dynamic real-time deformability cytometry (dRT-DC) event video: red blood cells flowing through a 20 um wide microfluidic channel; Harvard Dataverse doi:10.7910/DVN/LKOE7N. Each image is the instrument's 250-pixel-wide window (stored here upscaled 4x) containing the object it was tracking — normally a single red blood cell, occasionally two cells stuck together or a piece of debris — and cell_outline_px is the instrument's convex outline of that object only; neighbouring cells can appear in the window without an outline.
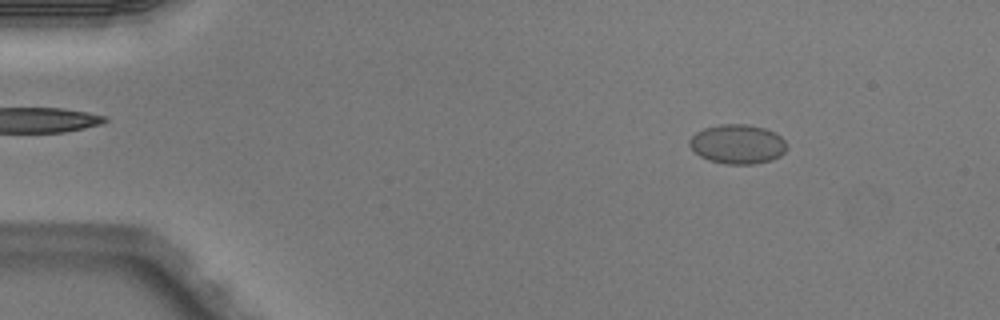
{"species": "Egyptian fruit bat (a non-hibernating species)", "species_latin": "Rousettus aegyptiacus", "temperature_condition": "warm", "stored_images_in_passage": 4, "camera_frame_rate_fps": 3000, "um_per_image_px": 0.085, "animal": {"sex": "male"}, "frame": {"image": 1, "passage_image": 1, "time_ms": 0.0, "image_size_px": [1000, 320], "cell_outline_px": [[788, 148], [780, 156], [772, 160], [752, 164], [724, 164], [708, 160], [700, 156], [688, 144], [688, 140], [696, 132], [704, 128], [720, 124], [748, 124], [764, 128], [776, 132], [788, 144]], "centroid_in_image_um": [62.71, 12.25], "position_along_channel_um": 22.3, "area_um2": 22.54}}
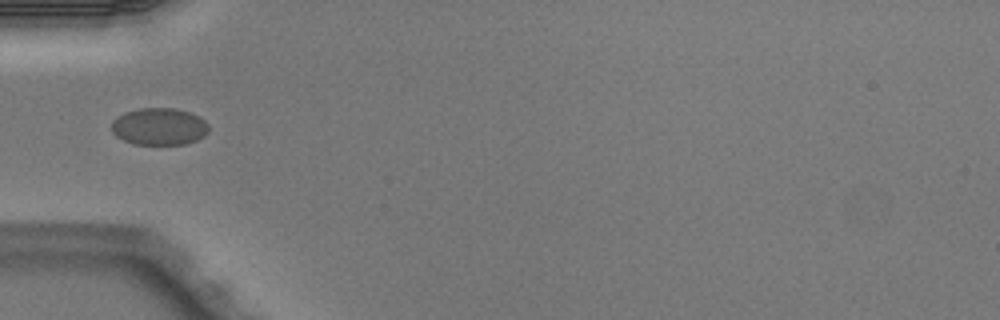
{"frame": {"image": 2, "passage_image": 3, "time_ms": 0.667, "image_size_px": [1000, 320], "cell_outline_px": [[208, 132], [204, 136], [196, 140], [184, 144], [132, 144], [116, 136], [112, 132], [112, 120], [116, 116], [124, 112], [140, 108], [176, 108], [200, 116], [208, 124]], "centroid_in_image_um": [13.52, 10.75], "position_along_channel_um": 71.5, "area_um2": 21.15}}
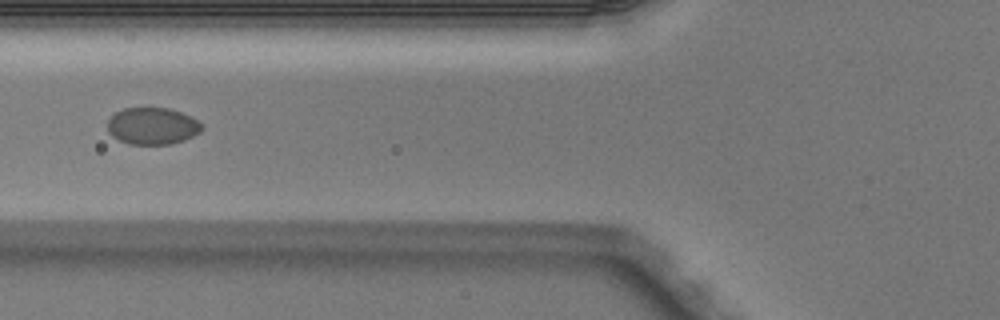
{"frame": {"image": 3, "passage_image": 4, "time_ms": 1.0, "image_size_px": [1000, 320], "cell_outline_px": [[204, 128], [200, 132], [184, 140], [172, 144], [128, 144], [112, 136], [108, 132], [108, 120], [116, 112], [124, 108], [168, 108], [180, 112], [200, 120], [204, 124]], "centroid_in_image_um": [12.99, 10.71], "position_along_channel_um": 112.8, "area_um2": 20.4}}